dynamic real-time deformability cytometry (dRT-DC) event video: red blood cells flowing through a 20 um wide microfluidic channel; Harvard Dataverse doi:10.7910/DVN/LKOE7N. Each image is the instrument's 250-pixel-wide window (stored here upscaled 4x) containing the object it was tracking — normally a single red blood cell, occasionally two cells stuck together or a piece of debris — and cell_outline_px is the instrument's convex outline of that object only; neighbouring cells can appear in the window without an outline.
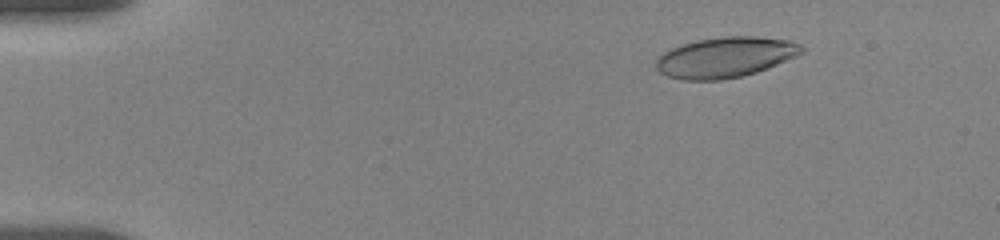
{"species": "human", "species_latin": "Homo sapiens", "temperature_condition": "room temperature", "stored_images_in_passage": 21, "camera_frame_rate_fps": 3000, "um_per_image_px": 0.085, "donor": {"sex": "female"}, "frame": {"image": 1, "passage_image": 7, "time_ms": 2.333, "image_size_px": [1000, 240], "cell_outline_px": [[804, 52], [796, 56], [756, 72], [740, 76], [720, 80], [680, 80], [668, 76], [660, 72], [656, 68], [656, 60], [664, 52], [672, 48], [696, 40], [724, 36], [756, 36], [788, 40], [800, 44], [804, 48]], "centroid_in_image_um": [61.65, 4.86], "position_along_channel_um": 23.4, "area_um2": 34.1}}
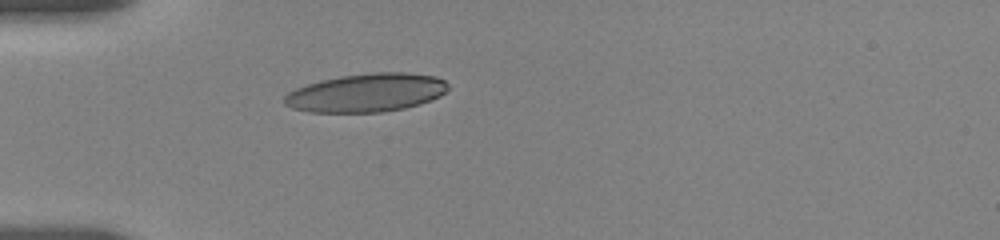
{"frame": {"image": 2, "passage_image": 15, "time_ms": 5.333, "image_size_px": [1000, 240], "cell_outline_px": [[448, 88], [440, 96], [432, 100], [420, 104], [404, 108], [380, 112], [308, 112], [292, 108], [284, 104], [284, 96], [288, 92], [296, 88], [320, 80], [340, 76], [376, 72], [404, 72], [436, 76], [444, 80], [448, 84]], "centroid_in_image_um": [31.14, 7.88], "position_along_channel_um": 53.9, "area_um2": 36.7}}
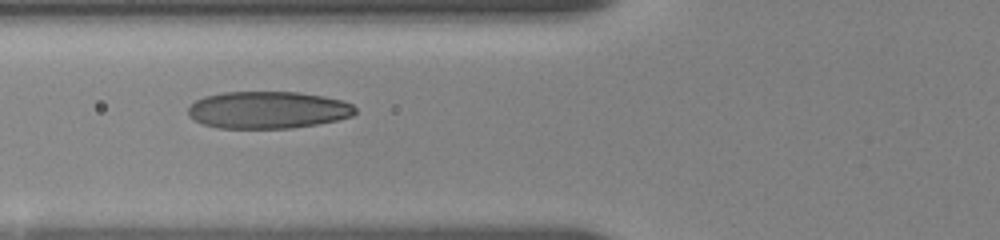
{"frame": {"image": 3, "passage_image": 19, "time_ms": 7.0, "image_size_px": [1000, 240], "cell_outline_px": [[356, 112], [352, 116], [336, 120], [316, 124], [292, 128], [216, 128], [204, 124], [188, 116], [188, 108], [196, 100], [204, 96], [224, 92], [300, 92], [324, 96], [340, 100], [352, 104], [356, 108]], "centroid_in_image_um": [22.76, 9.34], "position_along_channel_um": 103.0, "area_um2": 36.18}}